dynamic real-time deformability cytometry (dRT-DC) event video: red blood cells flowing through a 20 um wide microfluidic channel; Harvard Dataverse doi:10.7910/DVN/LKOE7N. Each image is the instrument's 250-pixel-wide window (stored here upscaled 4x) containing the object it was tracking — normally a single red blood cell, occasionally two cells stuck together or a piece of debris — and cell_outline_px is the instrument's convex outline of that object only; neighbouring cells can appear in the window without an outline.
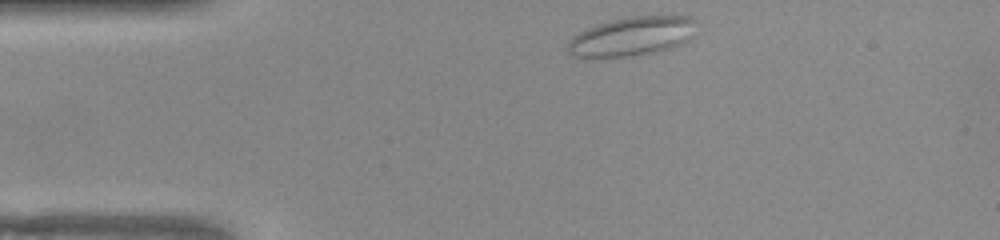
{"species": "common noctule bat (a hibernating species)", "species_latin": "Nyctalus noctula", "temperature_condition": "warm", "stored_images_in_passage": 43, "camera_frame_rate_fps": 3000, "um_per_image_px": 0.085, "animal": {"sex": "female", "body_mass_g": 22.0, "forearm_length_mm": 56.7}, "frame": {"image": 1, "passage_image": 1, "time_ms": 0.0, "image_size_px": [1000, 240], "cell_outline_px": [[696, 20], [692, 36], [688, 40], [680, 44], [656, 52], [632, 56], [584, 60], [572, 56], [568, 52], [568, 44], [572, 36], [596, 24], [612, 20], [632, 16], [692, 16]], "centroid_in_image_um": [53.65, 3.12], "position_along_channel_um": 31.4, "area_um2": 29.77}}
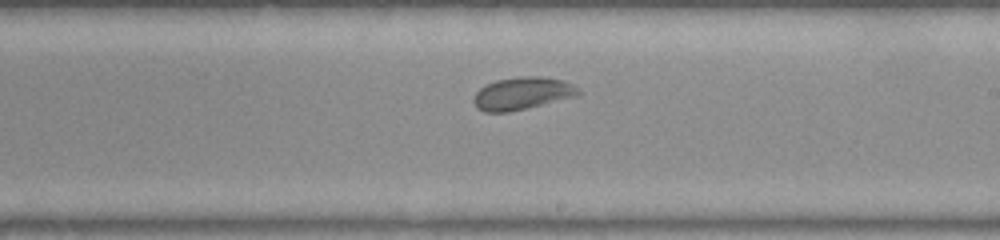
{"frame": {"image": 2, "passage_image": 21, "time_ms": 6.667, "image_size_px": [1000, 240], "cell_outline_px": [[580, 92], [576, 96], [508, 112], [484, 112], [476, 108], [472, 100], [476, 92], [480, 88], [496, 80], [520, 76], [544, 76], [564, 80], [580, 88]], "centroid_in_image_um": [44.38, 7.93], "position_along_channel_um": 244.6, "area_um2": 19.83}}
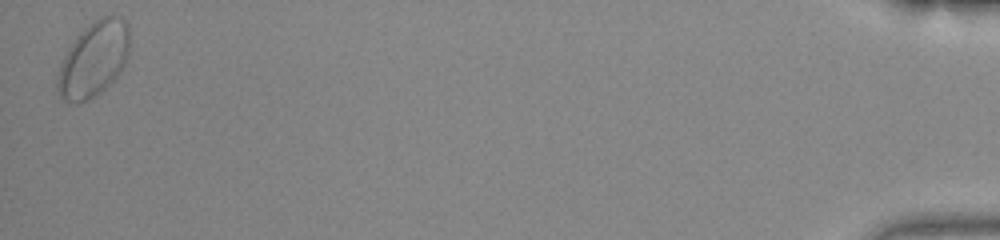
{"frame": {"image": 3, "passage_image": 43, "time_ms": 14.0, "image_size_px": [1000, 240], "cell_outline_px": [[128, 56], [124, 64], [116, 76], [100, 92], [76, 104], [60, 100], [56, 88], [56, 84], [60, 64], [68, 48], [76, 36], [92, 20], [104, 16], [120, 16], [128, 24]], "centroid_in_image_um": [7.92, 5.03], "position_along_channel_um": 427.3, "area_um2": 31.39}, "authors_computed_cell_mechanics": {"area_um2": 20.23, "velocity_mm_per_s": 3.8321, "shape_relaxation_time_tau1_ms": 6.2493, "shape_relaxation_time_tau2_ms": 0.9235, "deformation_change_tau1": 0.109, "deformation_change_tau2": 0.0568}}